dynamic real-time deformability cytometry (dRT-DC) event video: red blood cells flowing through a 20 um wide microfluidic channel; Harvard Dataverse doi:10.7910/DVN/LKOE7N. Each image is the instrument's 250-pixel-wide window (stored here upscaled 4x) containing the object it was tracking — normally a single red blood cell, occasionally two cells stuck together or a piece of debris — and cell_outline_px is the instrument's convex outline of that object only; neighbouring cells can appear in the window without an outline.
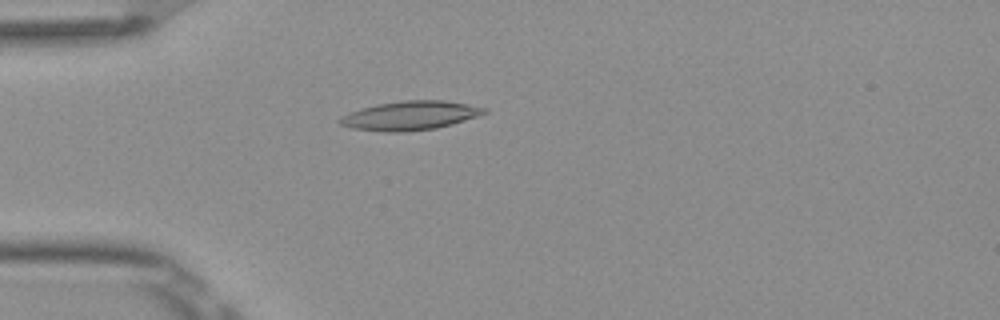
{"species": "Egyptian fruit bat (a non-hibernating species)", "species_latin": "Rousettus aegyptiacus", "temperature_condition": "room temperature", "stored_images_in_passage": 39, "camera_frame_rate_fps": 3000, "um_per_image_px": 0.085, "frame": {"image": 1, "passage_image": 1, "time_ms": 0.0, "image_size_px": [1000, 320], "cell_outline_px": [[488, 112], [452, 124], [436, 128], [408, 132], [384, 132], [352, 128], [340, 124], [336, 120], [340, 116], [376, 104], [404, 100], [444, 100], [488, 108]], "centroid_in_image_um": [34.85, 9.83], "position_along_channel_um": 50.2, "area_um2": 24.33}}
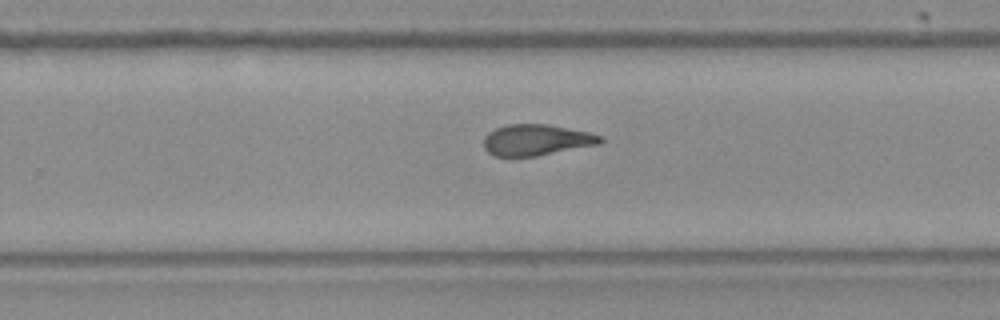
{"frame": {"image": 2, "passage_image": 20, "time_ms": 6.333, "image_size_px": [1000, 320], "cell_outline_px": [[604, 140], [600, 144], [536, 156], [496, 156], [488, 152], [484, 148], [484, 136], [488, 132], [496, 128], [508, 124], [548, 124], [588, 132], [604, 136]], "centroid_in_image_um": [45.61, 11.89], "position_along_channel_um": 284.2, "area_um2": 21.15}}
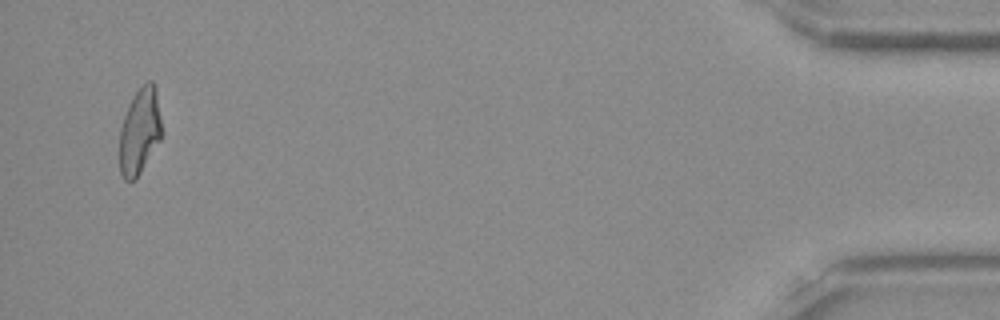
{"frame": {"image": 3, "passage_image": 37, "time_ms": 12.0, "image_size_px": [1000, 320], "cell_outline_px": [[164, 132], [160, 140], [136, 180], [124, 180], [120, 172], [120, 128], [128, 104], [132, 96], [148, 80], [152, 80], [156, 88]], "centroid_in_image_um": [11.9, 11.14], "position_along_channel_um": 423.3, "area_um2": 21.5}, "authors_computed_cell_mechanics": {"area_um2": 21.7328, "velocity_mm_per_s": 3.8935, "shape_relaxation_time_tau1_ms": null, "shape_relaxation_time_tau2_ms": 3.5208, "deformation_change_tau1": null, "deformation_change_tau2": 0.1257}}